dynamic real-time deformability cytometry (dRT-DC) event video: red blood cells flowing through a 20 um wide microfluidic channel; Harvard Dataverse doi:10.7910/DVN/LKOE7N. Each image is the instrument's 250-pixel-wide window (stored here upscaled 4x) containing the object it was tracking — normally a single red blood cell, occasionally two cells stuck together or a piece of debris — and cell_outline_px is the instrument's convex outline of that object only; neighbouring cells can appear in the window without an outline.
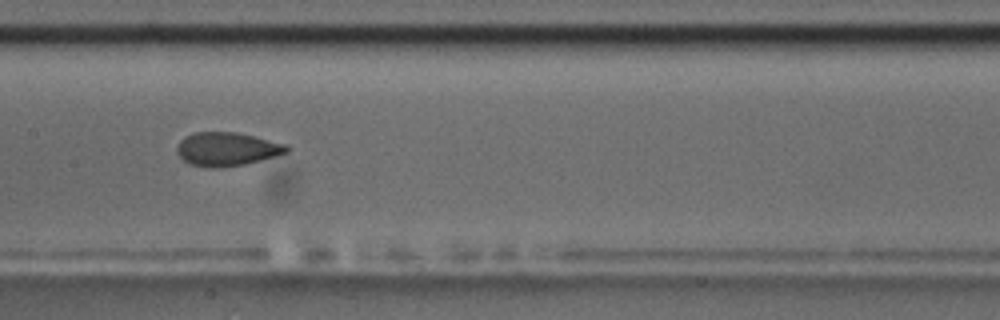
{"species": "common noctule bat (a hibernating species)", "species_latin": "Nyctalus noctula", "temperature_condition": "room temperature", "stored_images_in_passage": 11, "camera_frame_rate_fps": 3000, "um_per_image_px": 0.085, "animal": {"sex": "male", "body_mass_g": 17.5, "forearm_length_mm": 52.3}, "frame": {"image": 1, "passage_image": 8, "time_ms": 9.0, "image_size_px": [1000, 320], "cell_outline_px": [[292, 148], [288, 152], [276, 156], [244, 164], [220, 168], [212, 168], [188, 164], [176, 152], [176, 148], [180, 140], [184, 136], [196, 132], [236, 132], [288, 144]], "centroid_in_image_um": [19.3, 12.67], "position_along_channel_um": 188.1, "area_um2": 21.68}}